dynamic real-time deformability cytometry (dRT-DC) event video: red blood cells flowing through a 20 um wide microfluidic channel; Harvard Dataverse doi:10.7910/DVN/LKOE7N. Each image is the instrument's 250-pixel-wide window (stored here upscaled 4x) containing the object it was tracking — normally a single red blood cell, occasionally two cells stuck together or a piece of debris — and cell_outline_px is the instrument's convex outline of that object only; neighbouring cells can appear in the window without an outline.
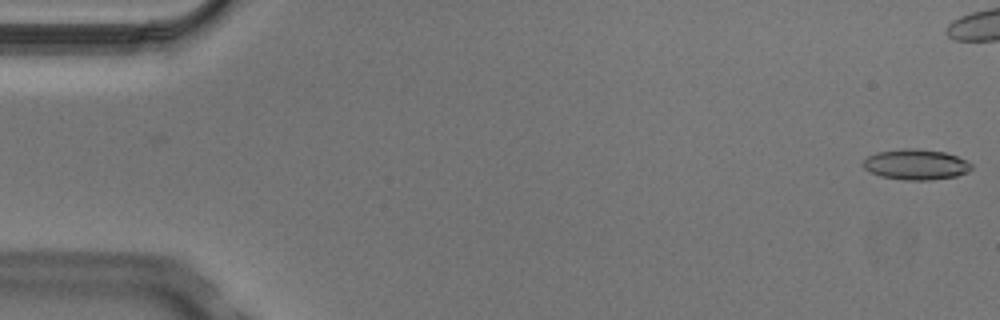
{"species": "Egyptian fruit bat (a non-hibernating species)", "species_latin": "Rousettus aegyptiacus", "temperature_condition": "cold", "stored_images_in_passage": 2, "camera_frame_rate_fps": 3000, "um_per_image_px": 0.085, "animal": {"sex": "male"}, "frame": {"image": 1, "passage_image": 2, "time_ms": 0.333, "image_size_px": [1000, 320], "cell_outline_px": [[972, 168], [956, 176], [928, 180], [908, 180], [880, 176], [864, 168], [864, 160], [868, 156], [876, 152], [904, 148], [916, 148], [944, 152], [968, 160], [972, 164]], "centroid_in_image_um": [77.86, 13.97], "position_along_channel_um": 7.1, "area_um2": 19.07}}